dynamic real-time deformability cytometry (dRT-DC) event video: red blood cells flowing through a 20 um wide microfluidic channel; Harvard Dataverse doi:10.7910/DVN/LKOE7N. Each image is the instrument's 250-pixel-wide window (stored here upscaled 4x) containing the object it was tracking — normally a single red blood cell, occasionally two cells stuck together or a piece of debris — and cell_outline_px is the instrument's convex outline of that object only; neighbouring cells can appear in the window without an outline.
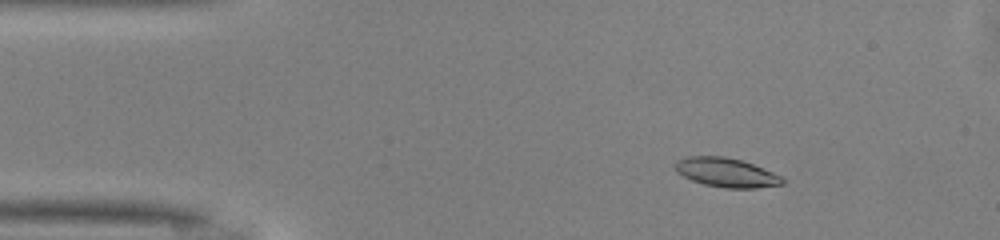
{"species": "common noctule bat (a hibernating species)", "species_latin": "Nyctalus noctula", "temperature_condition": "warm", "stored_images_in_passage": 48, "camera_frame_rate_fps": 3000, "um_per_image_px": 0.085, "animal": {"sex": "male", "body_mass_g": 13.0, "forearm_length_mm": 53.1}, "frame": {"image": 1, "passage_image": 6, "time_ms": 1.667, "image_size_px": [1000, 240], "cell_outline_px": [[784, 184], [756, 188], [724, 188], [704, 184], [692, 180], [676, 172], [676, 160], [684, 156], [724, 156], [740, 160], [752, 164], [772, 172], [780, 176], [784, 180]], "centroid_in_image_um": [61.71, 14.66], "position_along_channel_um": 23.3, "area_um2": 18.09}}
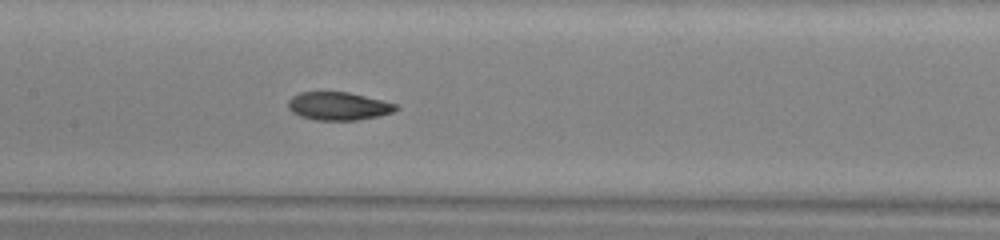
{"frame": {"image": 2, "passage_image": 22, "time_ms": 7.0, "image_size_px": [1000, 240], "cell_outline_px": [[400, 108], [392, 112], [376, 116], [356, 120], [316, 120], [300, 116], [292, 112], [288, 108], [288, 100], [292, 96], [300, 92], [348, 92], [396, 104]], "centroid_in_image_um": [28.72, 9.02], "position_along_channel_um": 178.7, "area_um2": 17.46}}
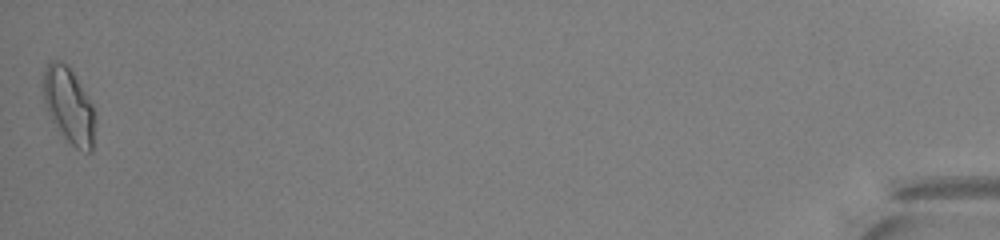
{"frame": {"image": 3, "passage_image": 48, "time_ms": 15.667, "image_size_px": [1000, 240], "cell_outline_px": [[96, 120], [92, 152], [88, 152], [76, 148], [56, 128], [44, 104], [40, 84], [44, 68], [52, 60], [56, 60], [68, 64], [92, 104], [96, 112]], "centroid_in_image_um": [5.83, 8.94], "position_along_channel_um": 429.4, "area_um2": 23.35}, "authors_computed_cell_mechanics": {"area_um2": 18.1781, "velocity_mm_per_s": 4.119, "shape_relaxation_time_tau1_ms": 5.5315, "shape_relaxation_time_tau2_ms": 2.8494, "deformation_change_tau1": 0.1614, "deformation_change_tau2": 0.0852}}